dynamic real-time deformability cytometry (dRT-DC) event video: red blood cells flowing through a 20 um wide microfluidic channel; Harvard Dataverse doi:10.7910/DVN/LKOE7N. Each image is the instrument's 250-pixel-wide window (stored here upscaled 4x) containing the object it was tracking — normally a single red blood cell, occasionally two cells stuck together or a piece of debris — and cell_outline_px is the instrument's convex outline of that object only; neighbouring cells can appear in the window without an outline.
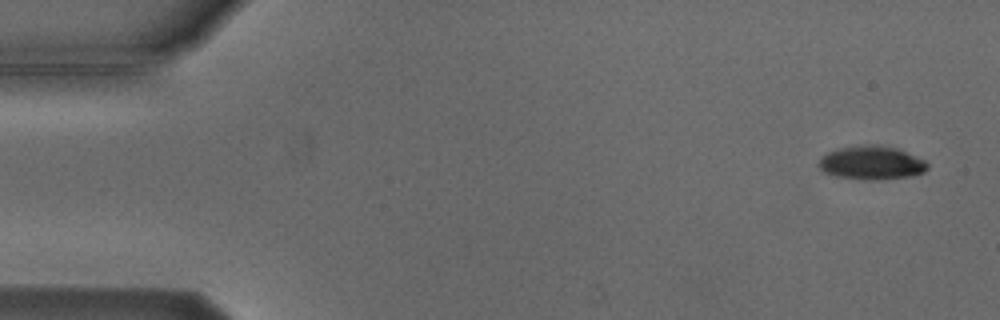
{"species": "Egyptian fruit bat (a non-hibernating species)", "species_latin": "Rousettus aegyptiacus", "temperature_condition": "cold", "stored_images_in_passage": 3, "camera_frame_rate_fps": 3000, "um_per_image_px": 0.085, "animal": {"sex": "male"}, "frame": {"image": 1, "passage_image": 1, "time_ms": 0.0, "image_size_px": [1000, 320], "cell_outline_px": [[928, 168], [924, 172], [912, 176], [876, 180], [864, 180], [836, 176], [824, 172], [816, 164], [820, 156], [836, 148], [868, 144], [876, 144], [896, 148], [924, 160], [928, 164]], "centroid_in_image_um": [74.03, 13.84], "position_along_channel_um": 11.0, "area_um2": 21.5}}